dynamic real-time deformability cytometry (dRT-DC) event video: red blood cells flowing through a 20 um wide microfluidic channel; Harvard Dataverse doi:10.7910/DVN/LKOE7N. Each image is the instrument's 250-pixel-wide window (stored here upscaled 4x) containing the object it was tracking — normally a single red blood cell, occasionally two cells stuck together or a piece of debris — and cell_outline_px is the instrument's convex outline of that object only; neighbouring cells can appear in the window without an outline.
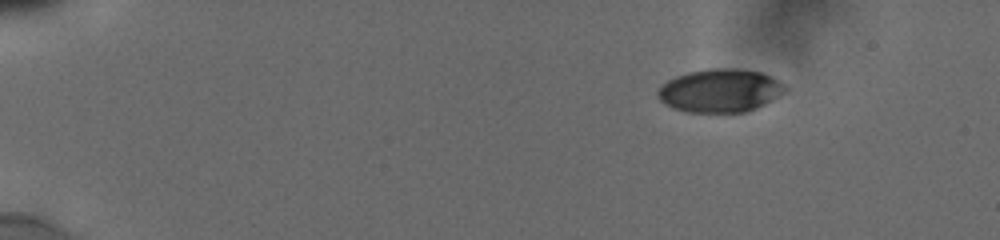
{"species": "human", "species_latin": "Homo sapiens", "temperature_condition": "cold", "stored_images_in_passage": 15, "camera_frame_rate_fps": 3000, "um_per_image_px": 0.085, "donor": {"sex": "male"}, "frame": {"image": 1, "passage_image": 1, "time_ms": 0.0, "image_size_px": [1000, 240], "cell_outline_px": [[788, 88], [784, 92], [772, 100], [764, 104], [744, 112], [688, 112], [672, 108], [664, 104], [656, 96], [656, 92], [668, 80], [676, 76], [688, 72], [708, 68], [736, 68], [760, 72], [784, 84]], "centroid_in_image_um": [61.17, 7.7], "position_along_channel_um": 23.8, "area_um2": 31.96}}
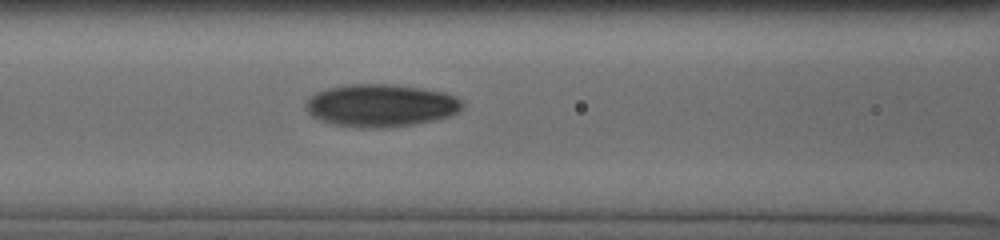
{"frame": {"image": 2, "passage_image": 15, "time_ms": 6.0, "image_size_px": [1000, 240], "cell_outline_px": [[460, 108], [456, 112], [448, 116], [432, 120], [412, 124], [380, 128], [368, 128], [332, 124], [320, 120], [312, 116], [308, 112], [304, 104], [308, 96], [316, 92], [328, 88], [344, 84], [396, 84], [424, 88], [440, 92], [452, 96], [460, 100]], "centroid_in_image_um": [32.26, 8.95], "position_along_channel_um": 134.3, "area_um2": 38.61}}